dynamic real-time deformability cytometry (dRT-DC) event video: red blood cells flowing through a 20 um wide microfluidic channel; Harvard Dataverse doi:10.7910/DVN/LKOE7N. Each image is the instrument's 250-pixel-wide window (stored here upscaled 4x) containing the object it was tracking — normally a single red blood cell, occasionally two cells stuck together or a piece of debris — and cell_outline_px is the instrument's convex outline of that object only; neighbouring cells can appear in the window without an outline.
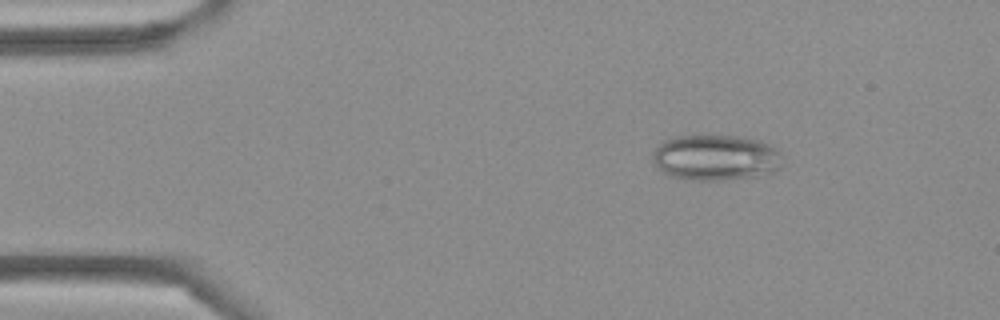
{"species": "Egyptian fruit bat (a non-hibernating species)", "species_latin": "Rousettus aegyptiacus", "temperature_condition": "cold", "stored_images_in_passage": 4, "camera_frame_rate_fps": 3000, "um_per_image_px": 0.085, "frame": {"image": 1, "passage_image": 2, "time_ms": 0.333, "image_size_px": [1000, 320], "cell_outline_px": [[784, 156], [780, 164], [772, 172], [756, 176], [724, 180], [700, 180], [672, 176], [656, 168], [652, 160], [652, 152], [664, 140], [676, 136], [736, 136], [756, 140], [768, 144], [780, 152]], "centroid_in_image_um": [60.81, 13.39], "position_along_channel_um": 24.2, "area_um2": 34.33}}